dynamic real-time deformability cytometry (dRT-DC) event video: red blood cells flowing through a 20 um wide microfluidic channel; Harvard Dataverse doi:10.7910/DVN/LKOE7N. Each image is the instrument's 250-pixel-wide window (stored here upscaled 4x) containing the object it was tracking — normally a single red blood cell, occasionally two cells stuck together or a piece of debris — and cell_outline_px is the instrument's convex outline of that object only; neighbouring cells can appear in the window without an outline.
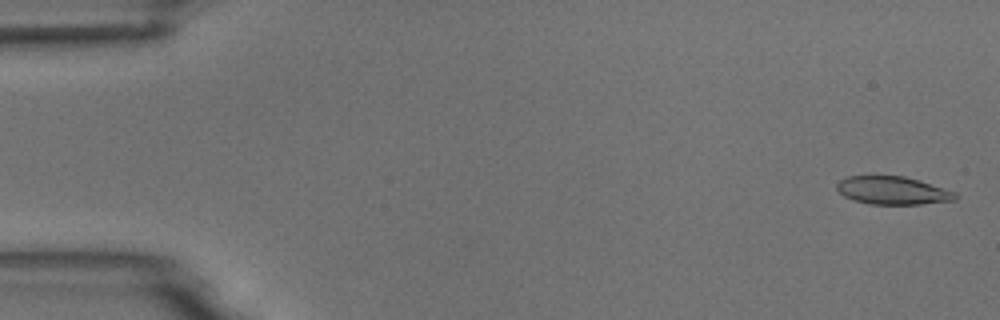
{"species": "common noctule bat (a hibernating species)", "species_latin": "Nyctalus noctula", "temperature_condition": "room temperature", "stored_images_in_passage": 5, "camera_frame_rate_fps": 3000, "um_per_image_px": 0.085, "animal": {"sex": "male", "body_mass_g": 18.8}, "frame": {"image": 1, "passage_image": 1, "time_ms": 0.0, "image_size_px": [1000, 320], "cell_outline_px": [[960, 196], [956, 200], [920, 204], [868, 204], [852, 200], [844, 196], [836, 188], [836, 184], [840, 180], [848, 176], [904, 176], [956, 192]], "centroid_in_image_um": [75.87, 16.2], "position_along_channel_um": 9.1, "area_um2": 19.31}}
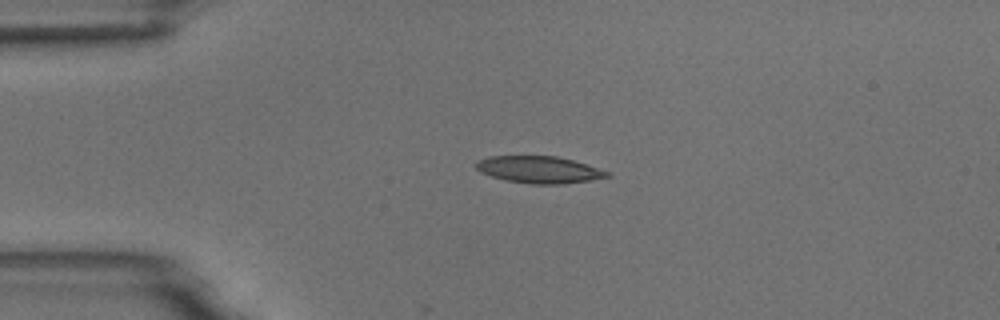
{"frame": {"image": 2, "passage_image": 4, "time_ms": 3.667, "image_size_px": [1000, 320], "cell_outline_px": [[612, 176], [564, 184], [532, 184], [504, 180], [480, 172], [476, 168], [476, 160], [488, 156], [556, 156], [572, 160], [608, 172]], "centroid_in_image_um": [45.76, 14.42], "position_along_channel_um": 39.2, "area_um2": 20.4}}